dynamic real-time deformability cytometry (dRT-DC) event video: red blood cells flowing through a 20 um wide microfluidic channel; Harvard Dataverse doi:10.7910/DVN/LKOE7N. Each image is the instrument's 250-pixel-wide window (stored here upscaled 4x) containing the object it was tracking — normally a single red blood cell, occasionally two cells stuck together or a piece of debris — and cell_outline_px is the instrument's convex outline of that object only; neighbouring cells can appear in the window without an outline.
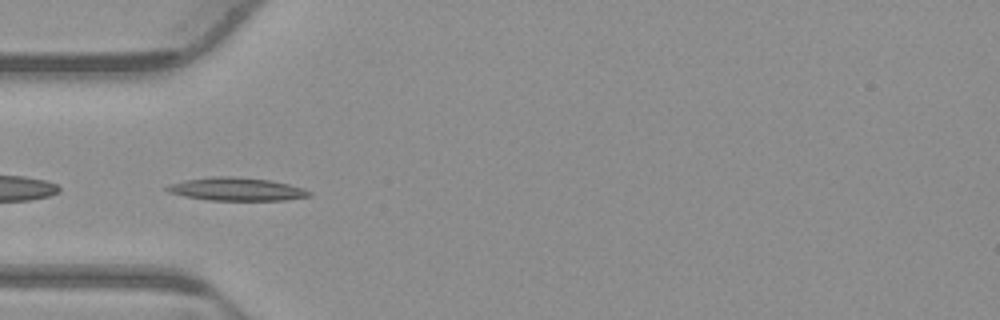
{"species": "common noctule bat (a hibernating species)", "species_latin": "Nyctalus noctula", "temperature_condition": "warm", "stored_images_in_passage": 53, "camera_frame_rate_fps": 3000, "um_per_image_px": 0.085, "animal": {"sex": "male", "body_mass_g": 23.1, "forearm_length_mm": 52.7}, "frame": {"image": 1, "passage_image": 16, "time_ms": 5.0, "image_size_px": [1000, 320], "cell_outline_px": [[312, 196], [284, 200], [208, 200], [184, 196], [168, 192], [164, 188], [168, 184], [184, 180], [212, 176], [232, 176], [268, 180], [288, 184], [304, 188], [312, 192]], "centroid_in_image_um": [20.09, 16.08], "position_along_channel_um": 64.9, "area_um2": 19.19}}
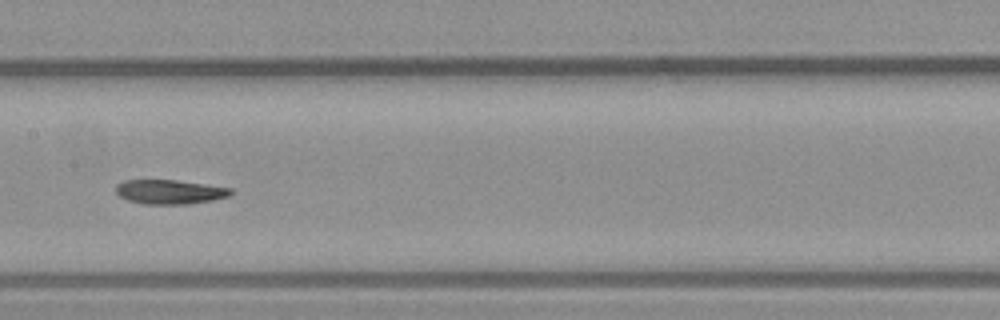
{"frame": {"image": 2, "passage_image": 26, "time_ms": 8.333, "image_size_px": [1000, 320], "cell_outline_px": [[232, 192], [228, 196], [212, 200], [188, 204], [144, 204], [128, 200], [120, 196], [116, 192], [116, 184], [124, 180], [176, 180], [232, 188]], "centroid_in_image_um": [14.41, 16.3], "position_along_channel_um": 193.0, "area_um2": 16.18}}
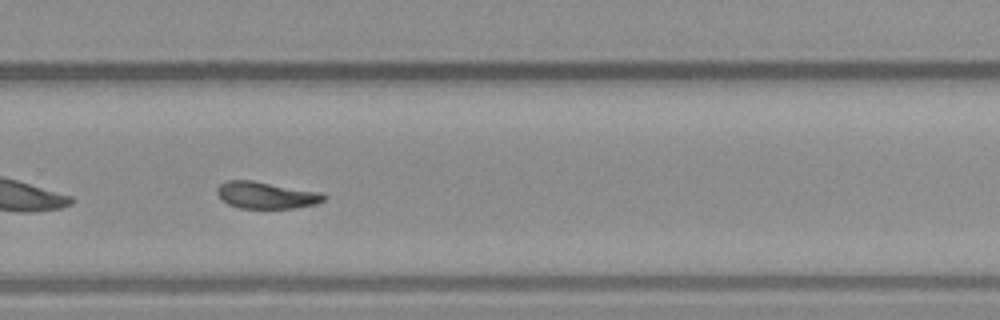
{"frame": {"image": 3, "passage_image": 35, "time_ms": 11.333, "image_size_px": [1000, 320], "cell_outline_px": [[328, 196], [324, 200], [316, 204], [296, 208], [240, 208], [228, 204], [216, 192], [216, 188], [220, 184], [228, 180], [252, 180], [320, 192]], "centroid_in_image_um": [22.64, 16.59], "position_along_channel_um": 307.2, "area_um2": 16.65}, "authors_computed_cell_mechanics": {"area_um2": 17.3978, "velocity_mm_per_s": 3.8271, "shape_relaxation_time_tau1_ms": null, "shape_relaxation_time_tau2_ms": 4.5028, "deformation_change_tau1": null, "deformation_change_tau2": 0.1094}}